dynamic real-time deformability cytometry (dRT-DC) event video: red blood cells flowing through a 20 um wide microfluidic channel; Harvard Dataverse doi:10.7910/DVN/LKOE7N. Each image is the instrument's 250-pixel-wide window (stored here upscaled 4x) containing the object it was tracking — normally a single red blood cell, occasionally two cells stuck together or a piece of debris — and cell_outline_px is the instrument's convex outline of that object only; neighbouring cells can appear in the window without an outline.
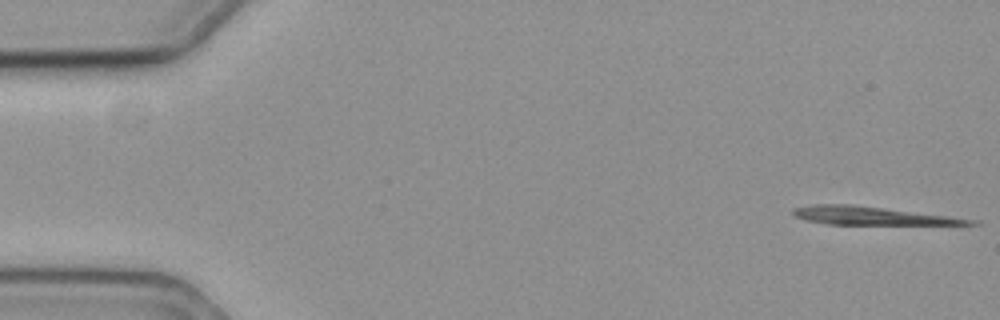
{"species": "common noctule bat (a hibernating species)", "species_latin": "Nyctalus noctula", "temperature_condition": "cold", "stored_images_in_passage": 13, "camera_frame_rate_fps": 3000, "um_per_image_px": 0.085, "animal": {"sex": "female", "body_mass_g": 19.3, "forearm_length_mm": 54.1}, "frame": {"image": 1, "passage_image": 1, "time_ms": 0.0, "image_size_px": [1000, 320], "cell_outline_px": [[980, 224], [828, 224], [808, 220], [796, 216], [792, 212], [792, 208], [808, 204], [852, 204], [980, 220]], "centroid_in_image_um": [74.07, 18.32], "position_along_channel_um": 10.9, "area_um2": 18.44}}